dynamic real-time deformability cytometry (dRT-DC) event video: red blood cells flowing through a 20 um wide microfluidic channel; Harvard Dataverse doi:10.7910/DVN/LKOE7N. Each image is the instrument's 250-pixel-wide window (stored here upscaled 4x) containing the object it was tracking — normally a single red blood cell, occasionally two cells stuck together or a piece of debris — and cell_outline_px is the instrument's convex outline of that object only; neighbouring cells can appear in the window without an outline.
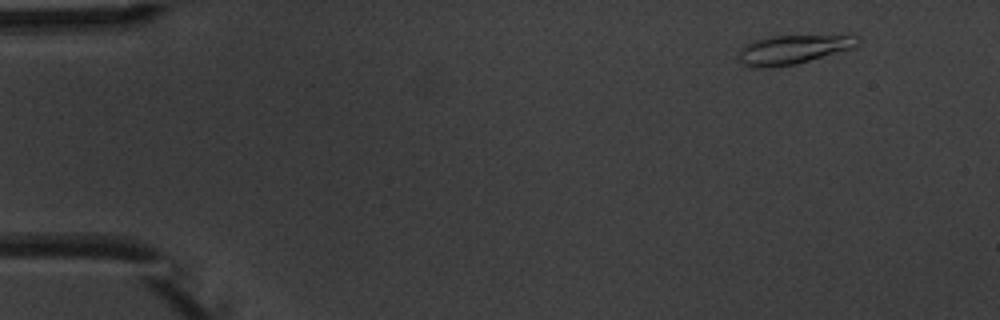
{"species": "common noctule bat (a hibernating species)", "species_latin": "Nyctalus noctula", "temperature_condition": "warm", "stored_images_in_passage": 4, "camera_frame_rate_fps": 3000, "um_per_image_px": 0.085, "animal": {"sex": "male", "body_mass_g": 20.1, "forearm_length_mm": 53.5}, "frame": {"image": 1, "passage_image": 1, "time_ms": 0.0, "image_size_px": [1000, 320], "cell_outline_px": [[860, 44], [852, 48], [796, 64], [772, 68], [748, 68], [740, 60], [740, 48], [752, 40], [768, 36], [852, 32], [860, 36]], "centroid_in_image_um": [67.54, 4.14], "position_along_channel_um": 17.5, "area_um2": 21.44}}